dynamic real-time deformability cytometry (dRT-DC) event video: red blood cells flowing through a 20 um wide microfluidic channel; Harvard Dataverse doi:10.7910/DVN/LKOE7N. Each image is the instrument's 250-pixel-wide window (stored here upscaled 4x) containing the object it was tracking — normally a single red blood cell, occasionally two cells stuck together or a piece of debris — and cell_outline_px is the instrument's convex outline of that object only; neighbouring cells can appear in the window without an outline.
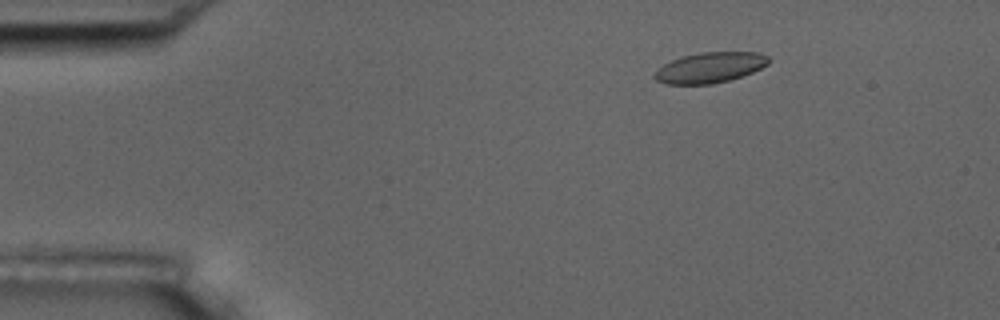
{"species": "common noctule bat (a hibernating species)", "species_latin": "Nyctalus noctula", "temperature_condition": "room temperature", "stored_images_in_passage": 5, "camera_frame_rate_fps": 3000, "um_per_image_px": 0.085, "animal": {"sex": "male", "body_mass_g": 17.5, "forearm_length_mm": 52.3}, "frame": {"image": 1, "passage_image": 2, "time_ms": 0.333, "image_size_px": [1000, 320], "cell_outline_px": [[768, 64], [752, 72], [728, 80], [712, 84], [668, 84], [656, 80], [652, 76], [664, 64], [672, 60], [684, 56], [700, 52], [756, 52], [768, 56]], "centroid_in_image_um": [60.33, 5.74], "position_along_channel_um": 24.7, "area_um2": 19.94}}
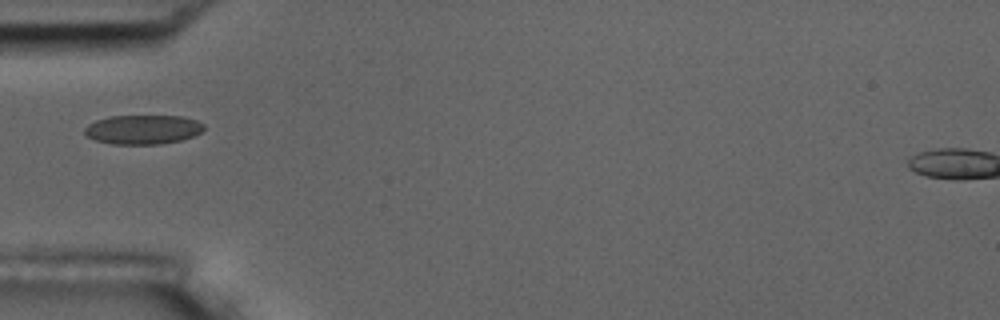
{"frame": {"image": 2, "passage_image": 5, "time_ms": 1.333, "image_size_px": [1000, 320], "cell_outline_px": [[204, 128], [200, 132], [192, 136], [180, 140], [160, 144], [112, 144], [96, 140], [88, 136], [84, 132], [84, 128], [88, 124], [96, 120], [108, 116], [184, 116], [196, 120], [204, 124]], "centroid_in_image_um": [12.14, 11.0], "position_along_channel_um": 72.9, "area_um2": 20.29}}